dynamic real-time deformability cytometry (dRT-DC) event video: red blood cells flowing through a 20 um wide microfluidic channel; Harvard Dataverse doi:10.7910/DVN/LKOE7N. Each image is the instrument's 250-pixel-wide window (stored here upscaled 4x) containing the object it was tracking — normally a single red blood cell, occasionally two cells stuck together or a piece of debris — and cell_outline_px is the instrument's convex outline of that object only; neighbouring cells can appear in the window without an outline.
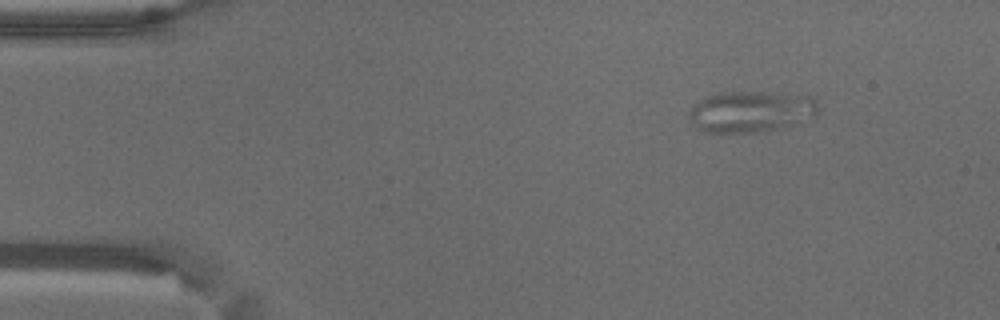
{"species": "common noctule bat (a hibernating species)", "species_latin": "Nyctalus noctula", "temperature_condition": "warm", "stored_images_in_passage": 52, "camera_frame_rate_fps": 3000, "um_per_image_px": 0.085, "animal": {"sex": "male", "body_mass_g": 18.8}, "frame": {"image": 1, "passage_image": 2, "time_ms": 0.333, "image_size_px": [1000, 320], "cell_outline_px": [[820, 112], [792, 124], [776, 128], [756, 132], [704, 132], [696, 128], [692, 124], [688, 116], [688, 112], [704, 96], [720, 92], [768, 92], [812, 96], [820, 104]], "centroid_in_image_um": [63.81, 9.46], "position_along_channel_um": 21.2, "area_um2": 30.98}}
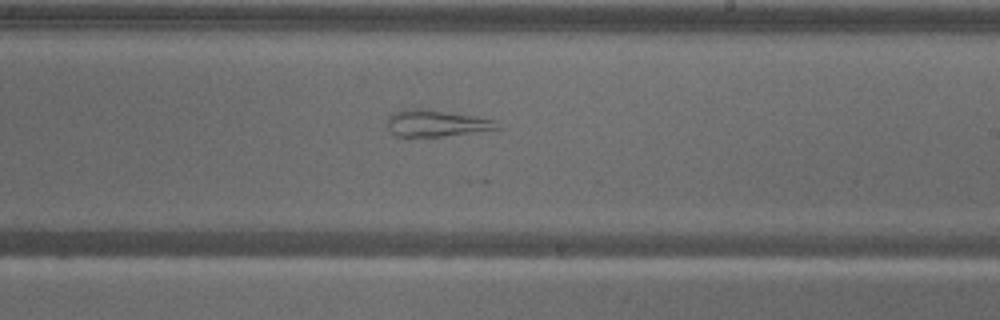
{"frame": {"image": 2, "passage_image": 29, "time_ms": 9.333, "image_size_px": [1000, 320], "cell_outline_px": [[500, 128], [440, 136], [396, 136], [388, 128], [384, 120], [392, 112], [412, 108], [424, 108], [480, 116], [492, 120]], "centroid_in_image_um": [36.99, 10.44], "position_along_channel_um": 252.0, "area_um2": 16.99}}
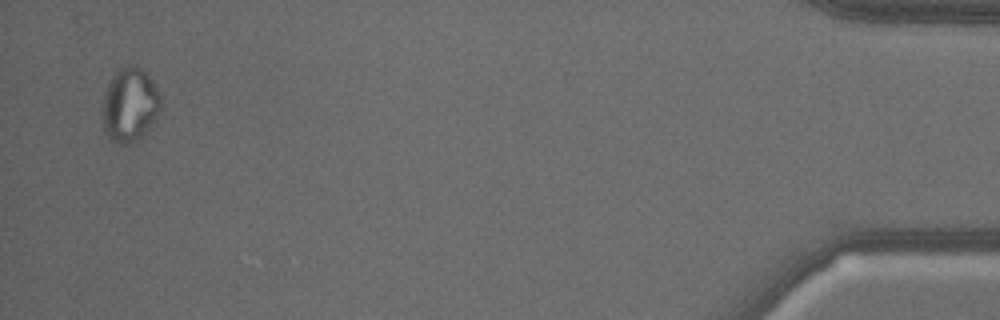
{"frame": {"image": 3, "passage_image": 51, "time_ms": 16.667, "image_size_px": [1000, 320], "cell_outline_px": [[160, 108], [156, 120], [152, 128], [144, 136], [128, 144], [120, 144], [112, 140], [104, 132], [104, 92], [116, 68], [132, 64], [148, 72], [160, 96]], "centroid_in_image_um": [11.06, 8.9], "position_along_channel_um": 424.1, "area_um2": 25.37}, "authors_computed_cell_mechanics": {"area_um2": 23.4668, "velocity_mm_per_s": 3.4925, "shape_relaxation_time_tau1_ms": null, "shape_relaxation_time_tau2_ms": 2.784, "deformation_change_tau1": null, "deformation_change_tau2": 0.0774}}